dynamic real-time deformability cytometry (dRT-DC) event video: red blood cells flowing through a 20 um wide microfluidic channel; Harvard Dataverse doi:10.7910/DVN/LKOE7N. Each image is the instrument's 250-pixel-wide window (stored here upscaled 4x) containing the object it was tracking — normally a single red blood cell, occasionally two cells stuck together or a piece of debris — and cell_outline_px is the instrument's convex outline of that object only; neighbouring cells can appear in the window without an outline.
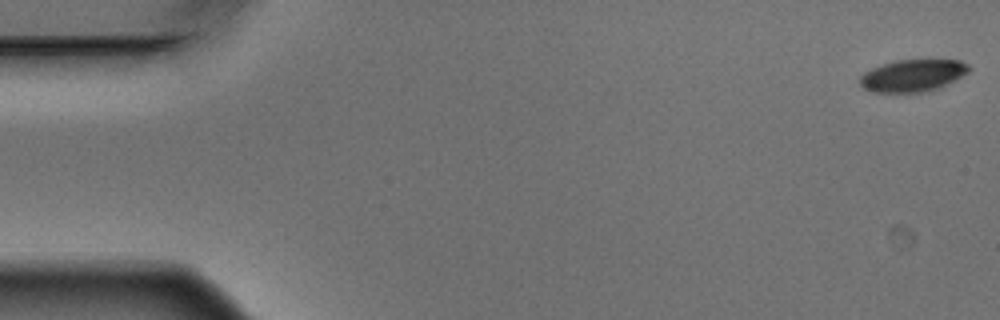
{"species": "Egyptian fruit bat (a non-hibernating species)", "species_latin": "Rousettus aegyptiacus", "temperature_condition": "warm", "stored_images_in_passage": 6, "camera_frame_rate_fps": 3000, "um_per_image_px": 0.085, "animal": {"sex": "male"}, "frame": {"image": 1, "passage_image": 1, "time_ms": 0.0, "image_size_px": [1000, 320], "cell_outline_px": [[972, 68], [968, 72], [936, 88], [920, 92], [872, 92], [864, 88], [860, 84], [860, 76], [864, 72], [872, 68], [896, 60], [960, 60], [968, 64]], "centroid_in_image_um": [77.55, 6.41], "position_along_channel_um": 7.4, "area_um2": 20.0}}
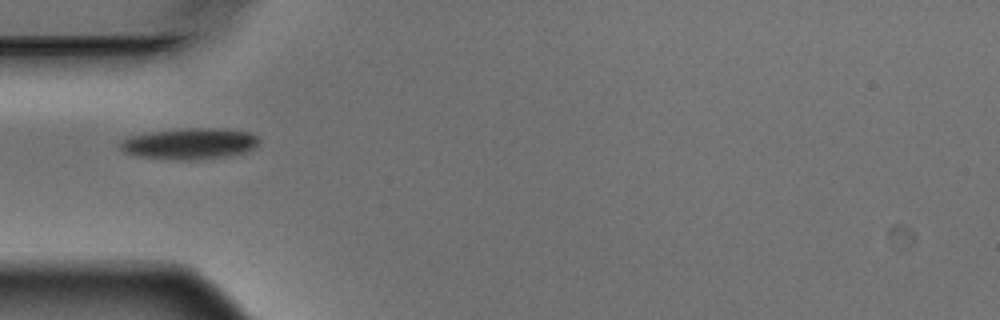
{"frame": {"image": 2, "passage_image": 5, "time_ms": 1.333, "image_size_px": [1000, 320], "cell_outline_px": [[260, 144], [256, 148], [244, 152], [228, 156], [196, 160], [180, 160], [140, 156], [124, 152], [120, 148], [120, 140], [128, 136], [148, 132], [184, 128], [228, 128], [248, 132], [256, 136], [260, 140]], "centroid_in_image_um": [16.15, 12.2], "position_along_channel_um": 68.8, "area_um2": 25.49}}
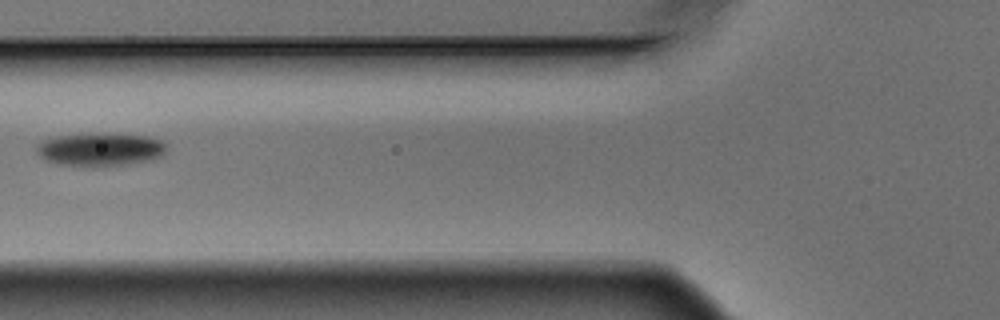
{"frame": {"image": 3, "passage_image": 6, "time_ms": 1.667, "image_size_px": [1000, 320], "cell_outline_px": [[168, 144], [164, 152], [160, 156], [152, 160], [128, 164], [56, 164], [44, 160], [36, 152], [36, 144], [44, 140], [56, 136], [88, 132], [148, 136], [160, 140]], "centroid_in_image_um": [8.5, 12.65], "position_along_channel_um": 117.3, "area_um2": 24.91}}